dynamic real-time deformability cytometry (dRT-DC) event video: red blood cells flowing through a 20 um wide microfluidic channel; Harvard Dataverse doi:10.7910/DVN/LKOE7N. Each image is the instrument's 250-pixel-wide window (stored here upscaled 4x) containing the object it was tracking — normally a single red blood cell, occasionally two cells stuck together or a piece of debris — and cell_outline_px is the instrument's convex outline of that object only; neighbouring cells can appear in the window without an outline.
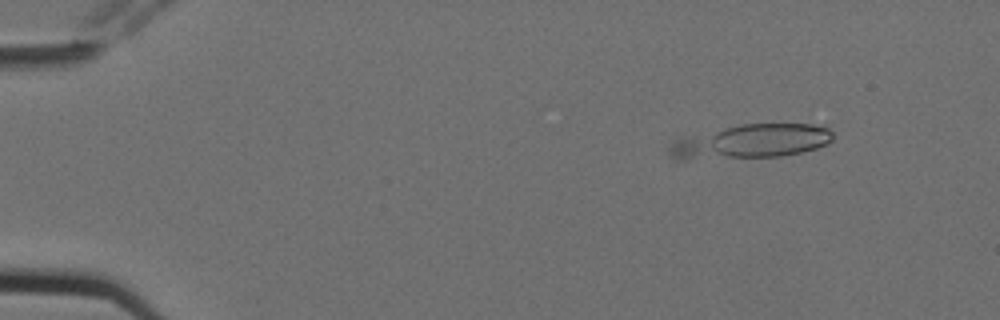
{"species": "Egyptian fruit bat (a non-hibernating species)", "species_latin": "Rousettus aegyptiacus", "temperature_condition": "cold", "stored_images_in_passage": 4, "camera_frame_rate_fps": 3000, "um_per_image_px": 0.085, "animal": {"sex": "female"}, "frame": {"image": 1, "passage_image": 4, "time_ms": 1.0, "image_size_px": [1000, 320], "cell_outline_px": [[832, 140], [828, 144], [816, 148], [800, 152], [780, 156], [684, 160], [676, 160], [668, 152], [668, 148], [676, 140], [740, 124], [812, 124], [828, 128], [832, 132]], "centroid_in_image_um": [63.86, 12.04], "position_along_channel_um": 21.1, "area_um2": 32.02}}